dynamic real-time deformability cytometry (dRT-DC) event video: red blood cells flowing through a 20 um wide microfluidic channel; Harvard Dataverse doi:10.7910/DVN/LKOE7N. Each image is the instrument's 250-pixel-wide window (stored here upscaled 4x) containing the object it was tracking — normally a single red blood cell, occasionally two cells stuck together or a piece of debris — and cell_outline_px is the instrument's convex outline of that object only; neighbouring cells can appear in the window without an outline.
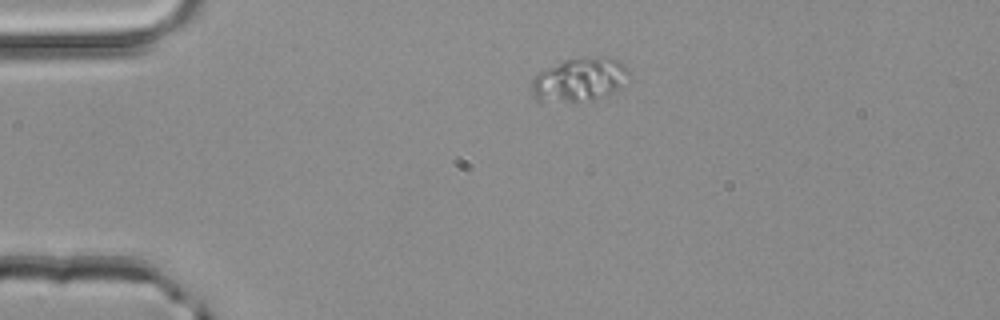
{"species": "common noctule bat (a hibernating species)", "species_latin": "Nyctalus noctula", "temperature_condition": "room temperature", "stored_images_in_passage": 2, "camera_frame_rate_fps": 3000, "um_per_image_px": 0.085, "animal": {"sex": "male", "body_mass_g": 20.4}, "frame": {"image": 1, "passage_image": 1, "time_ms": 0.0, "image_size_px": [1000, 320], "cell_outline_px": [[632, 80], [608, 96], [592, 100], [540, 104], [532, 96], [532, 80], [540, 72], [564, 60], [584, 56], [608, 56], [620, 60], [632, 72]], "centroid_in_image_um": [49.34, 6.78], "position_along_channel_um": 35.7, "area_um2": 26.01}}